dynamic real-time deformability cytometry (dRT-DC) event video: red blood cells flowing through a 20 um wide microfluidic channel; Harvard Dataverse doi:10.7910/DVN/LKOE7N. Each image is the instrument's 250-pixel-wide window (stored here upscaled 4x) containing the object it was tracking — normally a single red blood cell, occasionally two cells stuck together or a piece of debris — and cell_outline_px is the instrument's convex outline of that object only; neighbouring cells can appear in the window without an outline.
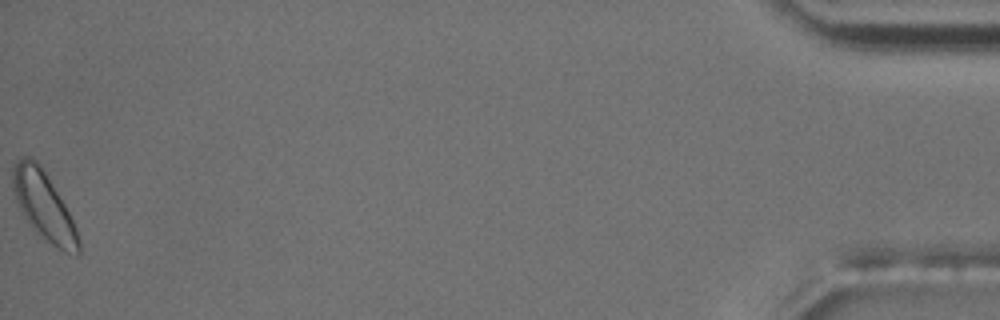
{"species": "common noctule bat (a hibernating species)", "species_latin": "Nyctalus noctula", "temperature_condition": "room temperature", "stored_images_in_passage": 55, "camera_frame_rate_fps": 3000, "um_per_image_px": 0.085, "animal": {"sex": "male", "body_mass_g": 17.5, "forearm_length_mm": 52.3}, "frame": {"image": 1, "passage_image": 55, "time_ms": 18.0, "image_size_px": [1000, 320], "cell_outline_px": [[80, 252], [76, 256], [64, 252], [56, 248], [36, 236], [24, 216], [16, 200], [12, 188], [12, 168], [16, 160], [24, 156], [28, 156], [36, 160], [44, 172], [64, 204], [76, 228], [80, 240]], "centroid_in_image_um": [3.71, 17.56], "position_along_channel_um": 431.5, "area_um2": 26.24}, "authors_computed_cell_mechanics": {"area_um2": 19.652, "velocity_mm_per_s": 3.648, "shape_relaxation_time_tau1_ms": 1.3664, "shape_relaxation_time_tau2_ms": 2.2401, "deformation_change_tau1": 0.0388, "deformation_change_tau2": 0.0519}}